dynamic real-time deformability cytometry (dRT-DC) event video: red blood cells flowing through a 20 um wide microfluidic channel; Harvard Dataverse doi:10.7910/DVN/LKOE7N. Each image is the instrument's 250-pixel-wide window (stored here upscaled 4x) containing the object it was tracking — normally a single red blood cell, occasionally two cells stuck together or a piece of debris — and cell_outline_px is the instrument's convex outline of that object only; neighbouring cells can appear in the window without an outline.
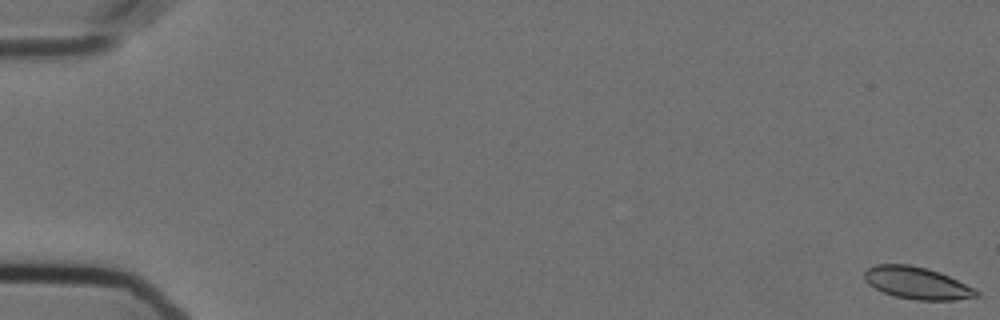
{"species": "Egyptian fruit bat (a non-hibernating species)", "species_latin": "Rousettus aegyptiacus", "temperature_condition": "cold", "stored_images_in_passage": 58, "camera_frame_rate_fps": 3000, "um_per_image_px": 0.085, "animal": {"sex": "female"}, "frame": {"image": 1, "passage_image": 1, "time_ms": 0.0, "image_size_px": [1000, 320], "cell_outline_px": [[980, 296], [956, 300], [916, 300], [896, 296], [884, 292], [868, 284], [864, 280], [864, 272], [868, 268], [876, 264], [908, 264], [940, 272], [976, 288], [980, 292]], "centroid_in_image_um": [77.98, 24.06], "position_along_channel_um": 7.0, "area_um2": 20.98}}
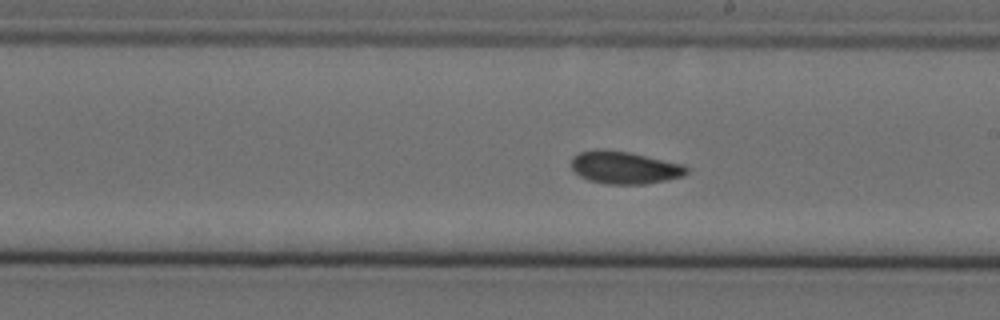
{"frame": {"image": 2, "passage_image": 34, "time_ms": 11.0, "image_size_px": [1000, 320], "cell_outline_px": [[688, 172], [684, 176], [668, 180], [644, 184], [604, 184], [588, 180], [580, 176], [572, 168], [572, 156], [580, 152], [596, 148], [600, 148], [628, 152], [684, 164], [688, 168]], "centroid_in_image_um": [53.09, 14.24], "position_along_channel_um": 235.9, "area_um2": 22.02}}
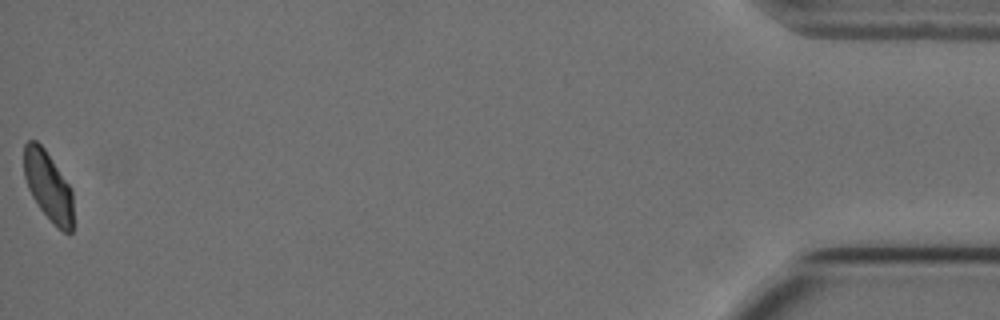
{"frame": {"image": 3, "passage_image": 58, "time_ms": 19.0, "image_size_px": [1000, 320], "cell_outline_px": [[72, 232], [68, 236], [40, 208], [32, 196], [28, 188], [24, 176], [24, 144], [28, 140], [36, 140], [44, 148], [68, 184], [72, 192]], "centroid_in_image_um": [4.08, 15.79], "position_along_channel_um": 431.1, "area_um2": 19.42}, "authors_computed_cell_mechanics": {"area_um2": 21.1548, "velocity_mm_per_s": 3.5745, "shape_relaxation_time_tau1_ms": 5.1616, "shape_relaxation_time_tau2_ms": 4.2795, "deformation_change_tau1": 0.1033, "deformation_change_tau2": 0.0683}}